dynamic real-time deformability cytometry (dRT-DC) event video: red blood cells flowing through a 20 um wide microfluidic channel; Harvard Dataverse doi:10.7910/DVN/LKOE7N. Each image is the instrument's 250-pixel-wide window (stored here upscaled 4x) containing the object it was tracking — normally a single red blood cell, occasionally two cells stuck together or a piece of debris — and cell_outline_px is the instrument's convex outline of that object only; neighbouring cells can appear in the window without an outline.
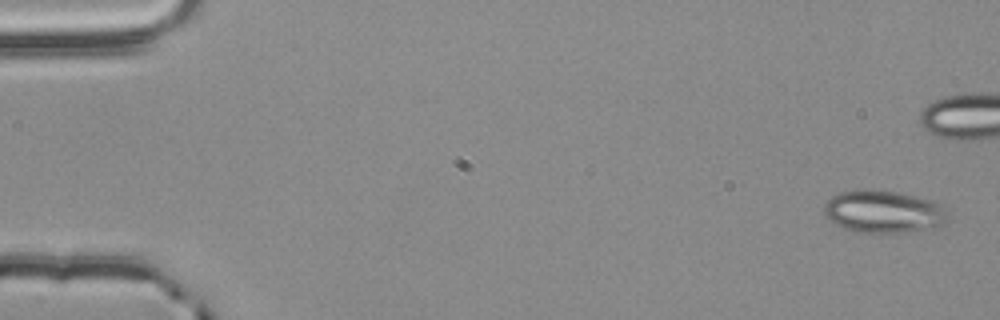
{"species": "common noctule bat (a hibernating species)", "species_latin": "Nyctalus noctula", "temperature_condition": "room temperature", "stored_images_in_passage": 44, "camera_frame_rate_fps": 3000, "um_per_image_px": 0.085, "animal": {"sex": "male", "body_mass_g": 20.4}, "frame": {"image": 1, "passage_image": 1, "time_ms": 0.0, "image_size_px": [1000, 320], "cell_outline_px": [[948, 220], [944, 224], [932, 228], [904, 232], [852, 232], [836, 224], [824, 216], [824, 204], [832, 196], [840, 192], [864, 188], [868, 188], [900, 192], [936, 200], [940, 204]], "centroid_in_image_um": [75.08, 17.96], "position_along_channel_um": 9.9, "area_um2": 30.98}}
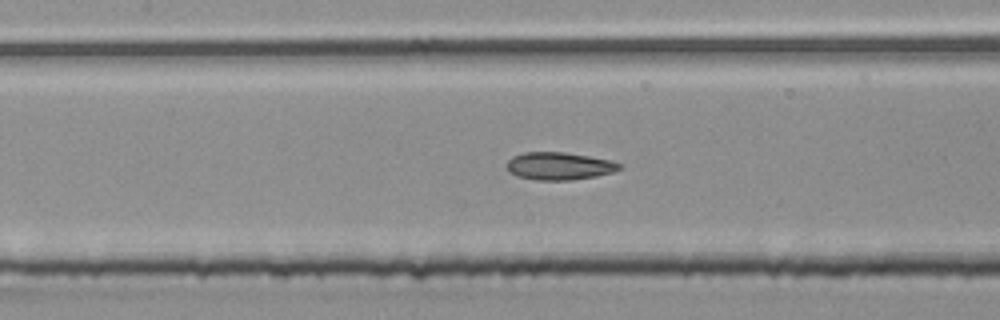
{"frame": {"image": 2, "passage_image": 25, "time_ms": 8.0, "image_size_px": [1000, 320], "cell_outline_px": [[624, 168], [612, 172], [596, 176], [568, 180], [536, 180], [516, 176], [508, 172], [508, 160], [512, 156], [524, 152], [564, 152], [612, 160], [624, 164]], "centroid_in_image_um": [47.56, 14.11], "position_along_channel_um": 159.8, "area_um2": 18.26}}
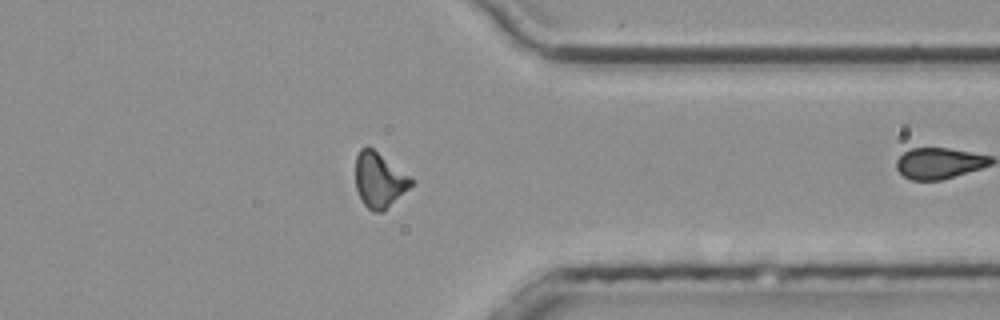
{"frame": {"image": 3, "passage_image": 43, "time_ms": 14.0, "image_size_px": [1000, 320], "cell_outline_px": [[416, 184], [384, 212], [372, 212], [364, 204], [356, 188], [356, 156], [360, 148], [372, 148], [412, 176], [416, 180]], "centroid_in_image_um": [32.32, 15.34], "position_along_channel_um": 379.1, "area_um2": 18.32}}